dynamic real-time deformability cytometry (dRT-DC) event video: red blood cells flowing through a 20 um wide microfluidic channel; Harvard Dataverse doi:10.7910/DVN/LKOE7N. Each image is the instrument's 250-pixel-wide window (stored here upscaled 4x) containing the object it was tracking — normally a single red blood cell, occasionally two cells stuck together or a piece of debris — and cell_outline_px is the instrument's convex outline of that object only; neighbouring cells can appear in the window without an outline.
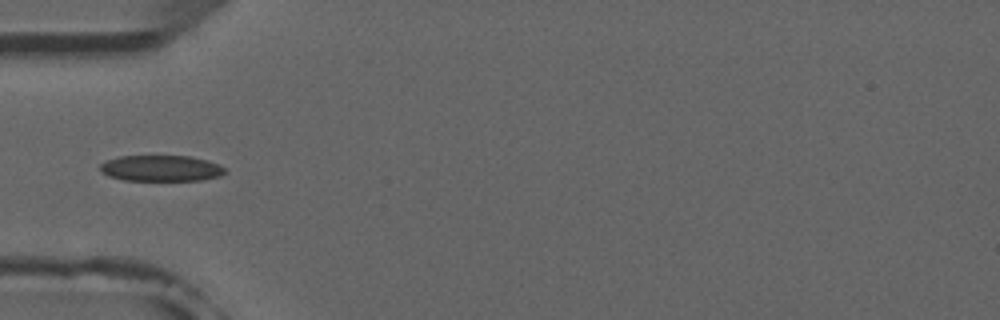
{"species": "common noctule bat (a hibernating species)", "species_latin": "Nyctalus noctula", "temperature_condition": "room temperature", "stored_images_in_passage": 5, "camera_frame_rate_fps": 3000, "um_per_image_px": 0.085, "animal": {"sex": "male", "forearm_length_mm": 52.5}, "frame": {"image": 1, "passage_image": 5, "time_ms": 4.667, "image_size_px": [1000, 320], "cell_outline_px": [[228, 172], [220, 176], [200, 180], [124, 180], [108, 176], [100, 172], [100, 164], [108, 160], [120, 156], [188, 156], [208, 160], [220, 164]], "centroid_in_image_um": [13.71, 14.3], "position_along_channel_um": 71.3, "area_um2": 18.96}}